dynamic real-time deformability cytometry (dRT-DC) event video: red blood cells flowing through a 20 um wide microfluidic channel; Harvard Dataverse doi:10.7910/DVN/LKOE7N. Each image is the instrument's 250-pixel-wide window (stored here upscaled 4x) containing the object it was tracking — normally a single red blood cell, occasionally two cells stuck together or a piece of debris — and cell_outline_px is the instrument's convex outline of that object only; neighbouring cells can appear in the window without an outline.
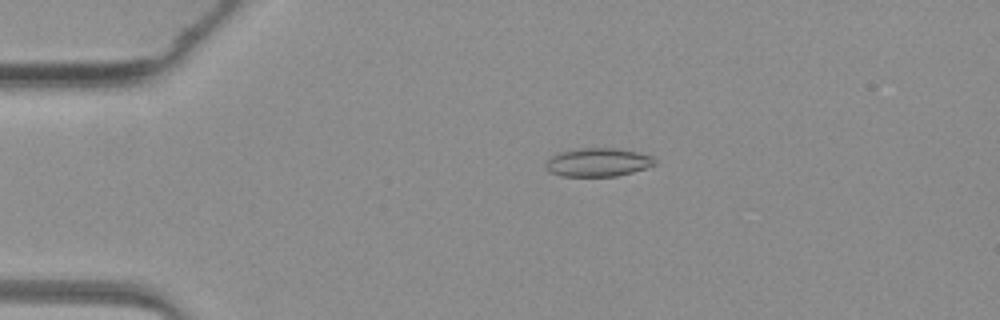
{"species": "common noctule bat (a hibernating species)", "species_latin": "Nyctalus noctula", "temperature_condition": "warm", "stored_images_in_passage": 49, "camera_frame_rate_fps": 3000, "um_per_image_px": 0.085, "animal": {"sex": "female", "body_mass_g": 19.3, "forearm_length_mm": 54.1}, "frame": {"image": 1, "passage_image": 11, "time_ms": 3.333, "image_size_px": [1000, 320], "cell_outline_px": [[656, 164], [632, 172], [616, 176], [560, 176], [552, 172], [544, 164], [548, 156], [560, 152], [576, 148], [620, 148], [652, 156], [656, 160]], "centroid_in_image_um": [50.8, 13.78], "position_along_channel_um": 34.2, "area_um2": 18.15}}
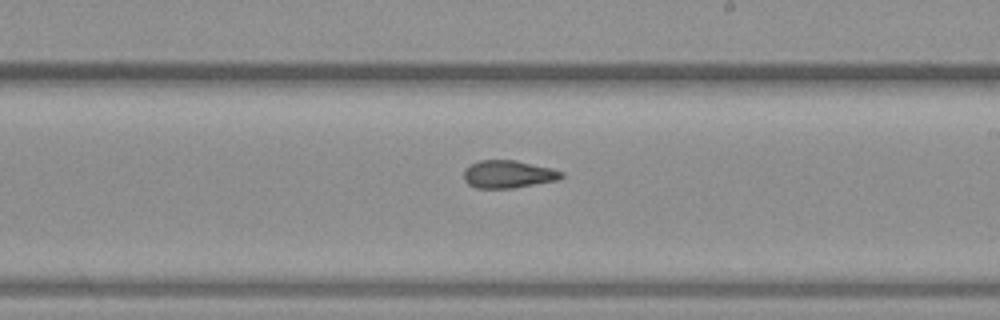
{"frame": {"image": 2, "passage_image": 29, "time_ms": 9.333, "image_size_px": [1000, 320], "cell_outline_px": [[564, 176], [560, 180], [512, 188], [476, 188], [468, 184], [464, 180], [464, 168], [480, 160], [516, 160], [552, 168], [564, 172]], "centroid_in_image_um": [43.22, 14.81], "position_along_channel_um": 245.8, "area_um2": 15.9}}
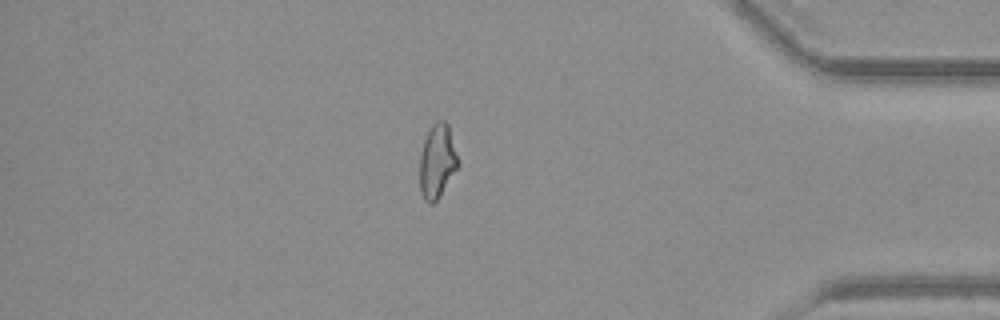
{"frame": {"image": 3, "passage_image": 42, "time_ms": 13.667, "image_size_px": [1000, 320], "cell_outline_px": [[460, 164], [440, 196], [432, 204], [428, 204], [424, 200], [420, 192], [420, 156], [424, 140], [432, 124], [436, 120], [444, 120], [448, 124]], "centroid_in_image_um": [37.17, 13.72], "position_along_channel_um": 398.0, "area_um2": 16.59}}